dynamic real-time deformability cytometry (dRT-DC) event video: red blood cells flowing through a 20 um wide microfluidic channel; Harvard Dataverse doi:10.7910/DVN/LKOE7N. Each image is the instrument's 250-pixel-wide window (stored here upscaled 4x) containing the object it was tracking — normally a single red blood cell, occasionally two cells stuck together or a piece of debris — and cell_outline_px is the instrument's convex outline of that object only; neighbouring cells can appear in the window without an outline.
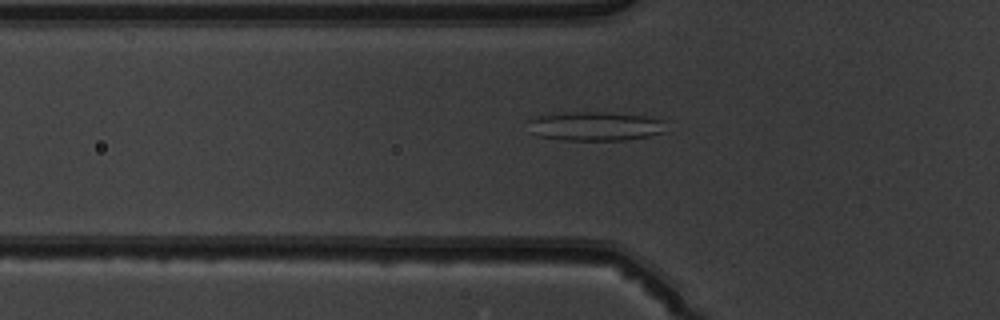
{"species": "common noctule bat (a hibernating species)", "species_latin": "Nyctalus noctula", "temperature_condition": "warm", "stored_images_in_passage": 51, "camera_frame_rate_fps": 3000, "um_per_image_px": 0.085, "animal": {"sex": "male", "body_mass_g": 19.5, "forearm_length_mm": 54.6}, "frame": {"image": 1, "passage_image": 18, "time_ms": 5.667, "image_size_px": [1000, 320], "cell_outline_px": [[664, 132], [648, 136], [624, 140], [564, 140], [540, 136], [532, 132], [524, 120], [540, 116], [576, 112], [604, 112], [644, 116], [660, 120]], "centroid_in_image_um": [50.51, 10.73], "position_along_channel_um": 75.3, "area_um2": 22.89}}
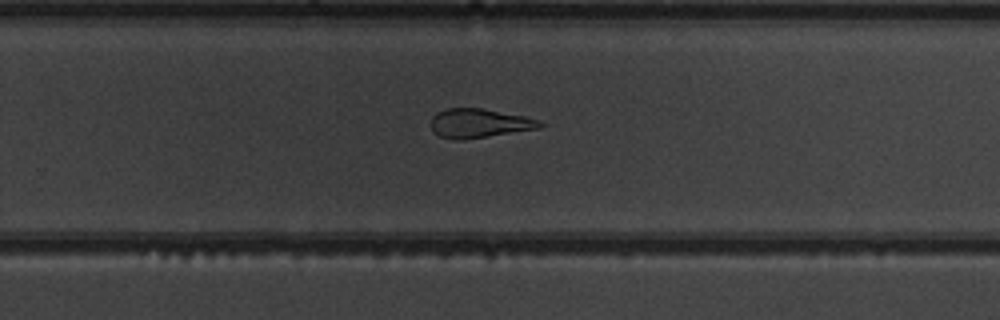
{"frame": {"image": 2, "passage_image": 34, "time_ms": 11.0, "image_size_px": [1000, 320], "cell_outline_px": [[544, 124], [540, 128], [460, 140], [456, 140], [440, 136], [432, 132], [432, 116], [436, 112], [444, 108], [480, 108], [524, 116], [540, 120]], "centroid_in_image_um": [40.7, 10.47], "position_along_channel_um": 289.1, "area_um2": 18.32}}
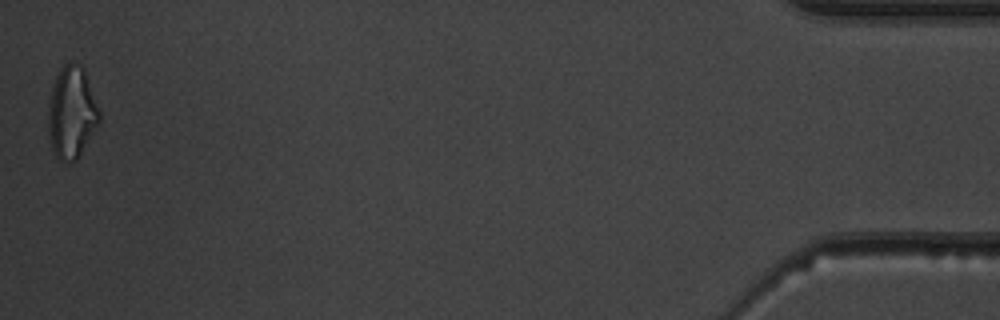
{"frame": {"image": 3, "passage_image": 51, "time_ms": 16.667, "image_size_px": [1000, 320], "cell_outline_px": [[100, 120], [80, 156], [76, 160], [60, 160], [56, 156], [52, 148], [48, 128], [48, 108], [52, 88], [56, 76], [60, 68], [64, 64], [72, 60], [80, 64], [84, 68], [100, 112]], "centroid_in_image_um": [6.1, 9.53], "position_along_channel_um": 429.1, "area_um2": 27.28}, "authors_computed_cell_mechanics": {"area_um2": 22.8888, "velocity_mm_per_s": 4.007, "shape_relaxation_time_tau1_ms": null, "shape_relaxation_time_tau2_ms": 2.7322, "deformation_change_tau1": null, "deformation_change_tau2": 0.1396}}